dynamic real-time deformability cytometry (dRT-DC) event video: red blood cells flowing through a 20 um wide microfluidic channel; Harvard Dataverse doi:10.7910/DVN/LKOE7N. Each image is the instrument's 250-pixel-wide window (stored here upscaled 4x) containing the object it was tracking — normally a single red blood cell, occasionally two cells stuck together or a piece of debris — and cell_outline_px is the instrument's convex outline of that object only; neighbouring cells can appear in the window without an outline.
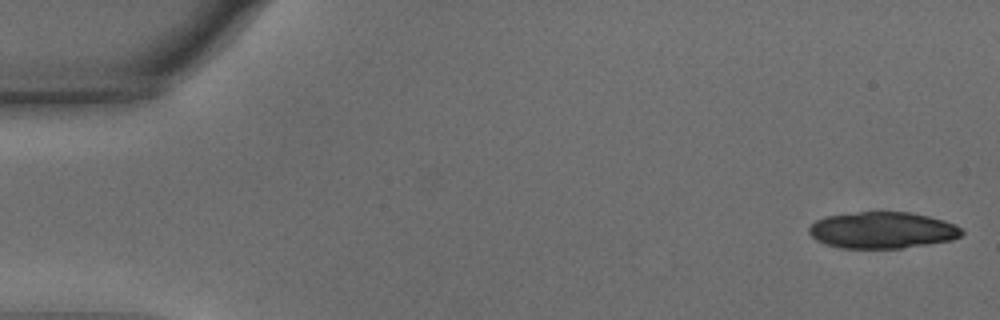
{"species": "common noctule bat (a hibernating species)", "species_latin": "Nyctalus noctula", "temperature_condition": "warm", "stored_images_in_passage": 20, "camera_frame_rate_fps": 3000, "um_per_image_px": 0.085, "animal": {"sex": "male", "body_mass_g": 15.6}, "frame": {"image": 1, "passage_image": 1, "time_ms": 0.0, "image_size_px": [1000, 320], "cell_outline_px": [[964, 232], [960, 236], [952, 240], [928, 244], [900, 248], [840, 248], [824, 244], [816, 240], [808, 232], [808, 228], [816, 220], [824, 216], [860, 212], [908, 212], [928, 216], [944, 220], [956, 224]], "centroid_in_image_um": [74.99, 19.57], "position_along_channel_um": 10.0, "area_um2": 32.54}}